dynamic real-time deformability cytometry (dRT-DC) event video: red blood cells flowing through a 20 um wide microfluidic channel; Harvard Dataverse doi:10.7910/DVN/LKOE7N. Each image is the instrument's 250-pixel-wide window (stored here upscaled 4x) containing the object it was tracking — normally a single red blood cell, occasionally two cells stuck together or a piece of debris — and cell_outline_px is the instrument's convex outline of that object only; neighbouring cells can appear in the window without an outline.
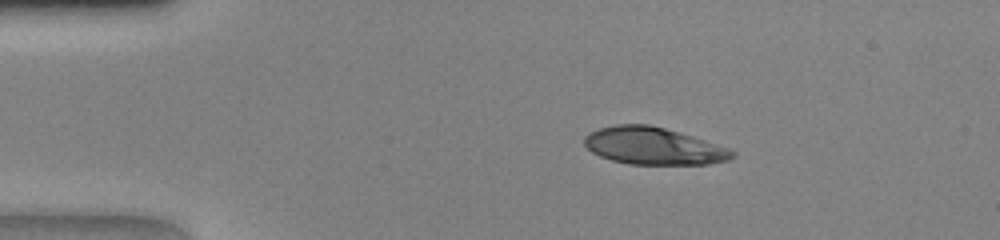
{"species": "human", "species_latin": "Homo sapiens", "temperature_condition": "warm", "stored_images_in_passage": 39, "camera_frame_rate_fps": 3000, "um_per_image_px": 0.085, "donor": {"sex": "female"}, "frame": {"image": 1, "passage_image": 1, "time_ms": 0.0, "image_size_px": [1000, 240], "cell_outline_px": [[736, 156], [728, 160], [708, 164], [628, 164], [612, 160], [600, 156], [592, 152], [584, 144], [584, 136], [588, 132], [600, 128], [616, 124], [648, 124], [680, 132], [732, 148], [736, 152]], "centroid_in_image_um": [55.58, 12.41], "position_along_channel_um": 29.4, "area_um2": 32.31}}
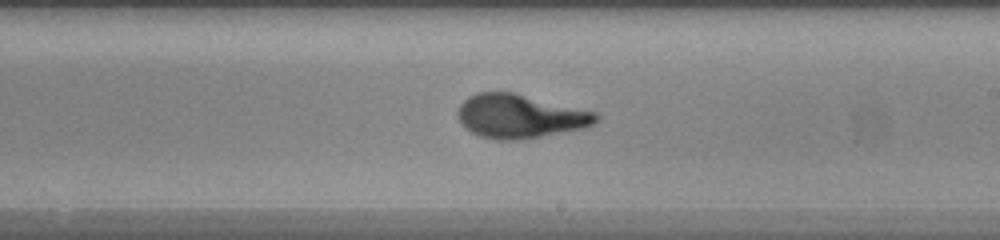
{"frame": {"image": 2, "passage_image": 20, "time_ms": 6.333, "image_size_px": [1000, 240], "cell_outline_px": [[600, 120], [584, 128], [520, 140], [496, 140], [480, 136], [472, 132], [456, 116], [456, 112], [460, 104], [468, 96], [476, 92], [512, 92], [596, 112], [600, 116]], "centroid_in_image_um": [44.19, 9.88], "position_along_channel_um": 244.8, "area_um2": 35.14}}
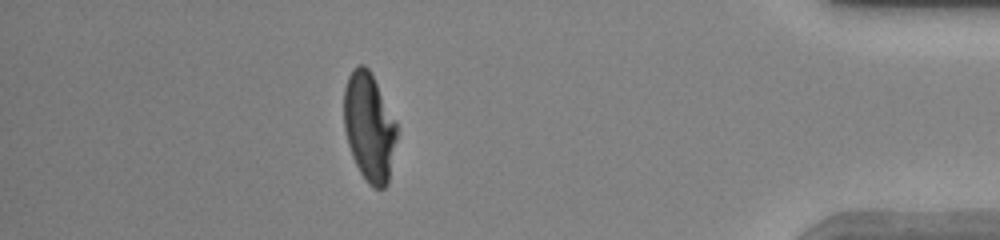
{"frame": {"image": 3, "passage_image": 34, "time_ms": 11.0, "image_size_px": [1000, 240], "cell_outline_px": [[396, 140], [388, 184], [384, 188], [372, 188], [368, 184], [360, 172], [352, 156], [348, 144], [344, 128], [344, 88], [348, 76], [352, 68], [356, 64], [364, 64], [368, 68], [396, 120]], "centroid_in_image_um": [31.37, 10.79], "position_along_channel_um": 403.8, "area_um2": 33.47}}